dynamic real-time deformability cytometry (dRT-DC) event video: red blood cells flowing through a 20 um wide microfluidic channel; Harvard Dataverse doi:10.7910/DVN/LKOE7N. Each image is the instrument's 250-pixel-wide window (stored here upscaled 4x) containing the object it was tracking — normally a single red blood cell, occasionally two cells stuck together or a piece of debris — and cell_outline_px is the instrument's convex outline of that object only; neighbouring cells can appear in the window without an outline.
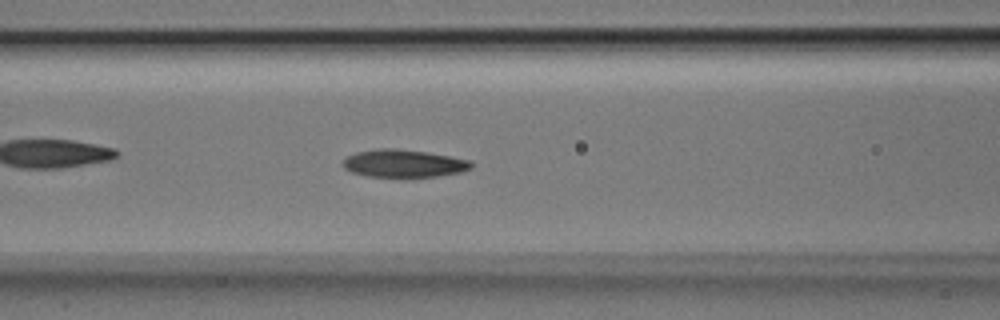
{"species": "Egyptian fruit bat (a non-hibernating species)", "species_latin": "Rousettus aegyptiacus", "temperature_condition": "room temperature", "stored_images_in_passage": 48, "segment_of_instrument_passage": [1, 2], "camera_frame_rate_fps": 3000, "um_per_image_px": 0.085, "animal": {"sex": "male"}, "frame": {"image": 1, "passage_image": 17, "time_ms": 5.333, "image_size_px": [1000, 320], "cell_outline_px": [[472, 168], [460, 172], [436, 176], [404, 180], [368, 176], [352, 172], [344, 168], [344, 160], [348, 156], [356, 152], [376, 148], [396, 148], [428, 152], [472, 160]], "centroid_in_image_um": [34.33, 13.92], "position_along_channel_um": 132.3, "area_um2": 21.5}}
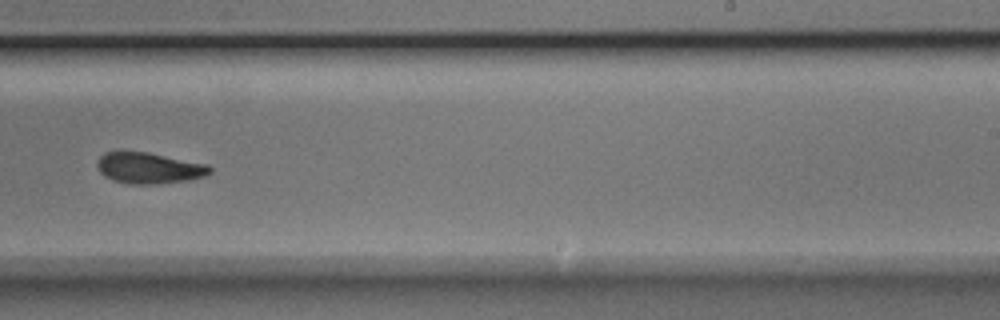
{"frame": {"image": 2, "passage_image": 28, "time_ms": 9.0, "image_size_px": [1000, 320], "cell_outline_px": [[212, 172], [204, 176], [188, 180], [156, 184], [132, 184], [112, 180], [104, 176], [100, 172], [96, 164], [100, 156], [104, 152], [148, 152], [208, 164], [212, 168]], "centroid_in_image_um": [12.68, 14.28], "position_along_channel_um": 276.3, "area_um2": 20.4}}
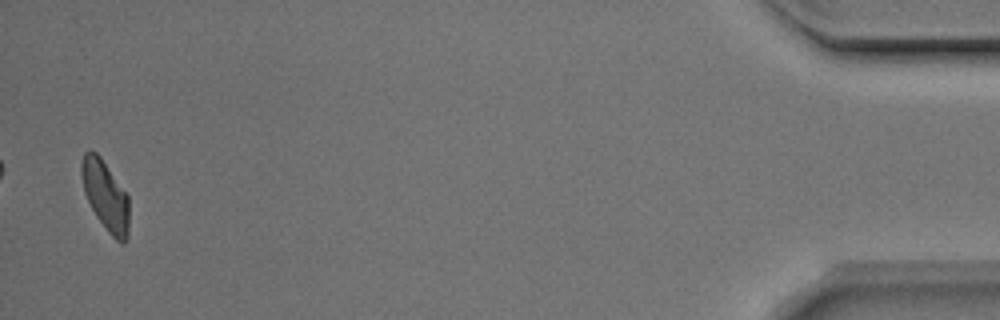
{"frame": {"image": 3, "passage_image": 46, "time_ms": 15.0, "image_size_px": [1000, 320], "cell_outline_px": [[128, 236], [124, 244], [120, 244], [108, 232], [96, 216], [84, 192], [80, 172], [80, 164], [84, 152], [96, 152], [100, 156], [128, 196]], "centroid_in_image_um": [8.95, 16.65], "position_along_channel_um": 426.2, "area_um2": 19.19}}